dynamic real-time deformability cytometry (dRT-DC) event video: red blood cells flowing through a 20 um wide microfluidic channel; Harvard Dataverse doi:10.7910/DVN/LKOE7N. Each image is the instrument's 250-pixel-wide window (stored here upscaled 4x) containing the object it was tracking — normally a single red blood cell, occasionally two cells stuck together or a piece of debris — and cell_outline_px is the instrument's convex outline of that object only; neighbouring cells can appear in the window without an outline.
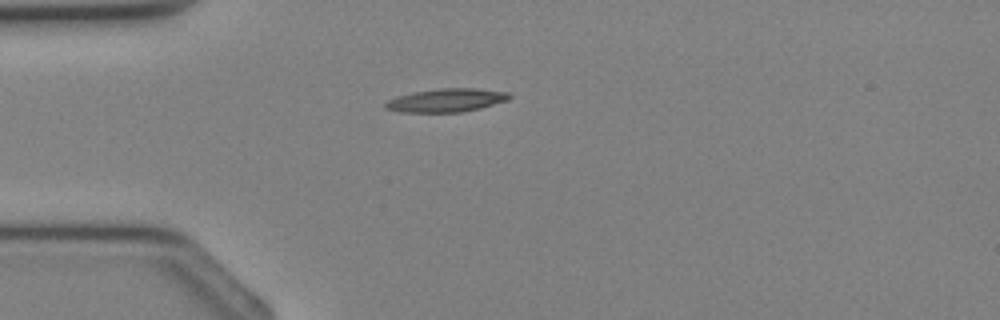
{"species": "Egyptian fruit bat (a non-hibernating species)", "species_latin": "Rousettus aegyptiacus", "temperature_condition": "cold", "stored_images_in_passage": 27, "camera_frame_rate_fps": 3000, "um_per_image_px": 0.085, "animal": {"sex": "female"}, "frame": {"image": 1, "passage_image": 1, "time_ms": 0.0, "image_size_px": [1000, 320], "cell_outline_px": [[512, 96], [508, 100], [480, 108], [460, 112], [400, 112], [384, 108], [384, 104], [388, 100], [396, 96], [412, 92], [436, 88], [476, 88], [508, 92]], "centroid_in_image_um": [37.92, 8.51], "position_along_channel_um": 47.1, "area_um2": 16.99}}
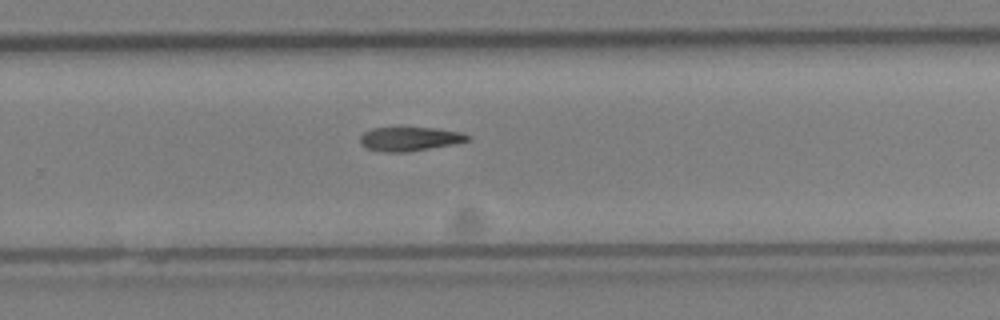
{"frame": {"image": 2, "passage_image": 15, "time_ms": 4.667, "image_size_px": [1000, 320], "cell_outline_px": [[468, 140], [456, 144], [404, 152], [388, 152], [368, 148], [360, 144], [360, 136], [364, 132], [372, 128], [436, 128], [460, 132], [468, 136]], "centroid_in_image_um": [34.81, 11.8], "position_along_channel_um": 295.0, "area_um2": 14.74}}
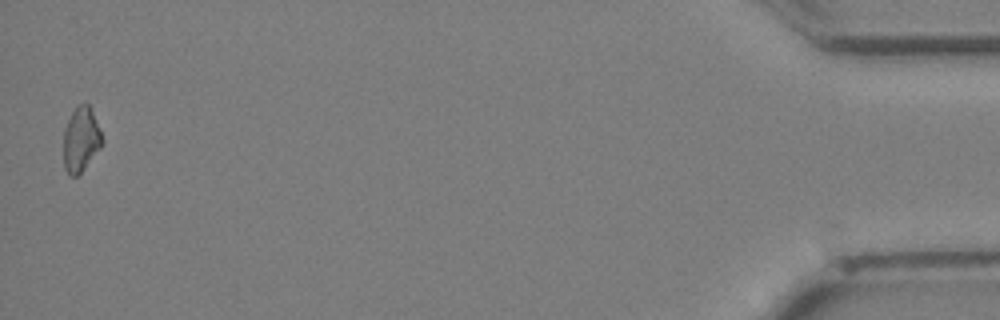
{"frame": {"image": 3, "passage_image": 27, "time_ms": 8.667, "image_size_px": [1000, 320], "cell_outline_px": [[104, 144], [80, 172], [76, 176], [68, 176], [64, 168], [64, 128], [76, 104], [88, 104], [92, 112], [104, 140]], "centroid_in_image_um": [6.87, 11.86], "position_along_channel_um": 428.3, "area_um2": 14.45}}